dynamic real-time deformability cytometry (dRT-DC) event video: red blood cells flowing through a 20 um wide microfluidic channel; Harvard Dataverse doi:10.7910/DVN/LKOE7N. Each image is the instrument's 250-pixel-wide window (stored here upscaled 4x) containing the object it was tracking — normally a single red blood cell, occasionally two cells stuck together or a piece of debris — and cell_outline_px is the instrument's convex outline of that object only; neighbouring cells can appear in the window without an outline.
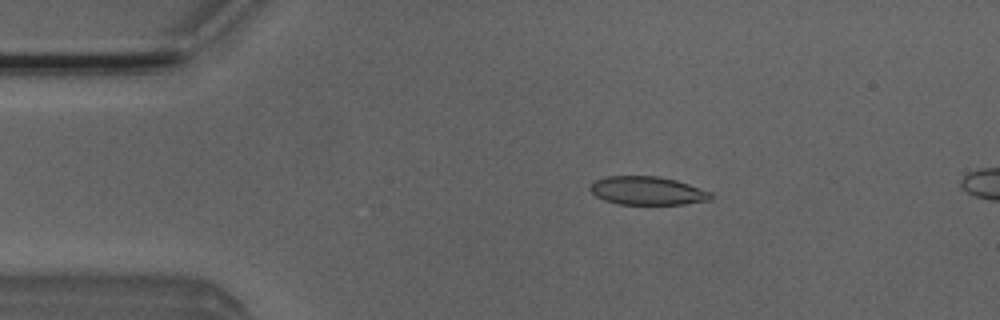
{"species": "Egyptian fruit bat (a non-hibernating species)", "species_latin": "Rousettus aegyptiacus", "temperature_condition": "room temperature", "stored_images_in_passage": 8, "camera_frame_rate_fps": 3000, "um_per_image_px": 0.085, "animal": {"sex": "male"}, "frame": {"image": 1, "passage_image": 4, "time_ms": 1.0, "image_size_px": [1000, 320], "cell_outline_px": [[712, 200], [684, 204], [620, 204], [604, 200], [596, 196], [588, 188], [596, 180], [608, 176], [656, 176], [676, 180], [712, 192]], "centroid_in_image_um": [55.05, 16.21], "position_along_channel_um": 30.0, "area_um2": 19.88}}